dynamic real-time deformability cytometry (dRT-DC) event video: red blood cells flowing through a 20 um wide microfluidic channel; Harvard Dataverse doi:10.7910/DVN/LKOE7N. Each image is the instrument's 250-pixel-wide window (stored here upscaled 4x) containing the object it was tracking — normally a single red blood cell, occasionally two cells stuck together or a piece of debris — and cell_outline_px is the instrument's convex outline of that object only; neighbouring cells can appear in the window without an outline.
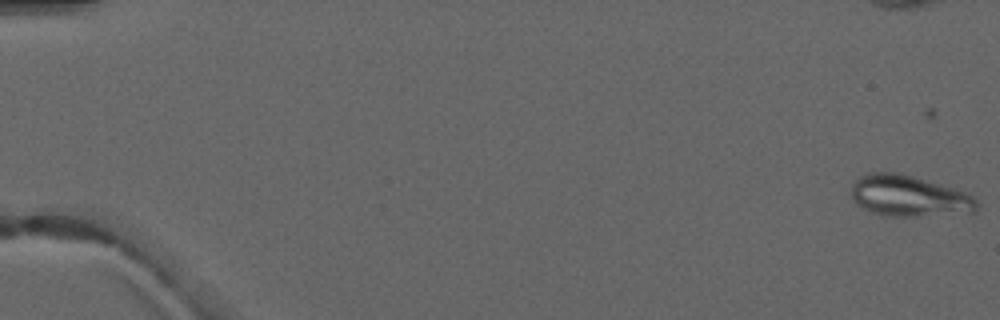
{"species": "common noctule bat (a hibernating species)", "species_latin": "Nyctalus noctula", "temperature_condition": "warm", "stored_images_in_passage": 7, "camera_frame_rate_fps": 3000, "um_per_image_px": 0.085, "animal": {"sex": "male", "forearm_length_mm": 52.5}, "frame": {"image": 1, "passage_image": 2, "time_ms": 1.0, "image_size_px": [1000, 320], "cell_outline_px": [[980, 204], [976, 212], [916, 216], [884, 216], [872, 212], [856, 204], [852, 200], [852, 184], [860, 176], [868, 172], [900, 172], [952, 188], [964, 192], [972, 196]], "centroid_in_image_um": [77.24, 16.66], "position_along_channel_um": 7.8, "area_um2": 30.06}}